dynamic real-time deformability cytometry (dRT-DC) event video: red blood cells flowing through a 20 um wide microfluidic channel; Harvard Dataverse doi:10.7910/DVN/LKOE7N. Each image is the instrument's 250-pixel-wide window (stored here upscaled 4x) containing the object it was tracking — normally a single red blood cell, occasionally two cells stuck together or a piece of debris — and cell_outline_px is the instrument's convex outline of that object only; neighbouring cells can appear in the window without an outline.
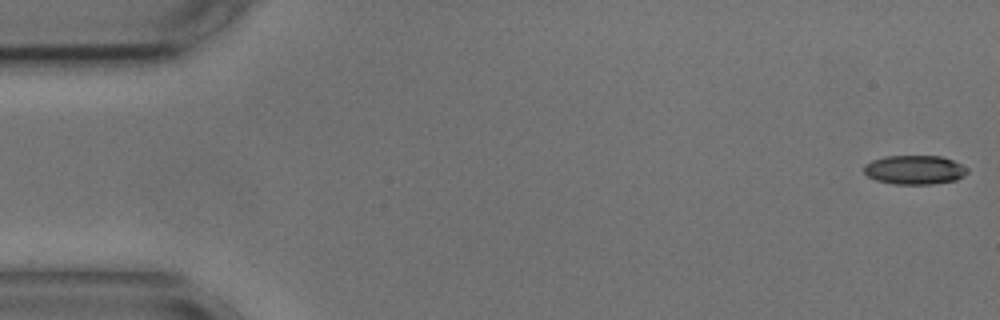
{"species": "common noctule bat (a hibernating species)", "species_latin": "Nyctalus noctula", "temperature_condition": "cold", "stored_images_in_passage": 11, "camera_frame_rate_fps": 3000, "um_per_image_px": 0.085, "animal": {"sex": "male", "body_mass_g": 17.9, "forearm_length_mm": 54.2}, "frame": {"image": 1, "passage_image": 1, "time_ms": 0.0, "image_size_px": [1000, 320], "cell_outline_px": [[968, 172], [964, 176], [956, 180], [932, 184], [892, 184], [876, 180], [868, 176], [864, 172], [864, 164], [872, 160], [884, 156], [940, 156], [952, 160], [968, 168]], "centroid_in_image_um": [77.73, 14.44], "position_along_channel_um": 7.3, "area_um2": 17.57}}